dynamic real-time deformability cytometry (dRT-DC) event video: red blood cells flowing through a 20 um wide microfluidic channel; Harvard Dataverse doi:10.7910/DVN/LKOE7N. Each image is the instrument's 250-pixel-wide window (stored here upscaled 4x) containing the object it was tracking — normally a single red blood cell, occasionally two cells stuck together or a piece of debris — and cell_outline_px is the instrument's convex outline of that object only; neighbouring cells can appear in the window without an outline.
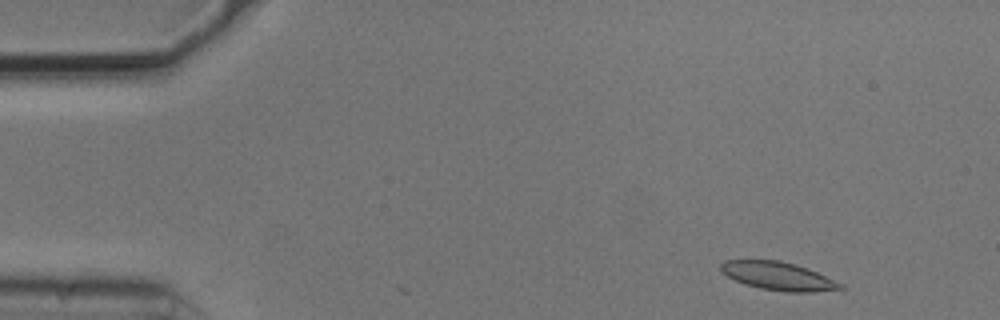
{"species": "common noctule bat (a hibernating species)", "species_latin": "Nyctalus noctula", "temperature_condition": "cold", "stored_images_in_passage": 41, "camera_frame_rate_fps": 3000, "um_per_image_px": 0.085, "animal": {"sex": "male", "body_mass_g": 20.5, "forearm_length_mm": 52.5}, "frame": {"image": 1, "passage_image": 3, "time_ms": 0.667, "image_size_px": [1000, 320], "cell_outline_px": [[844, 288], [812, 292], [788, 292], [760, 288], [744, 284], [720, 272], [720, 264], [724, 260], [780, 260], [796, 264], [816, 272], [844, 284]], "centroid_in_image_um": [66.12, 23.46], "position_along_channel_um": 18.9, "area_um2": 19.59}}
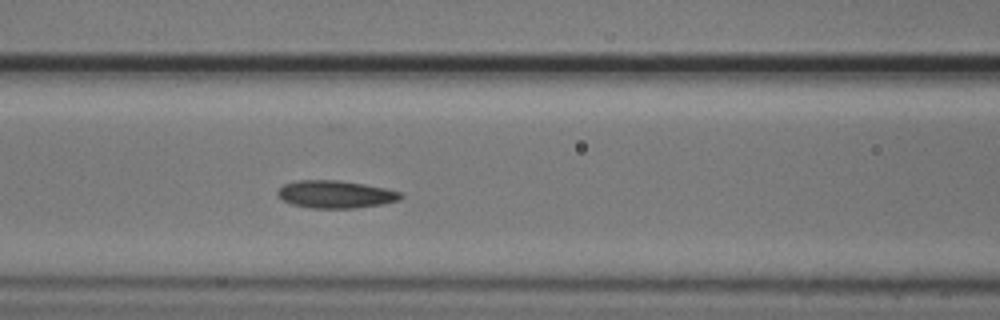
{"frame": {"image": 2, "passage_image": 20, "time_ms": 6.333, "image_size_px": [1000, 320], "cell_outline_px": [[404, 196], [400, 200], [380, 204], [356, 208], [312, 208], [292, 204], [276, 196], [276, 192], [284, 184], [296, 180], [340, 180], [364, 184], [404, 192]], "centroid_in_image_um": [28.53, 16.51], "position_along_channel_um": 138.1, "area_um2": 19.88}}
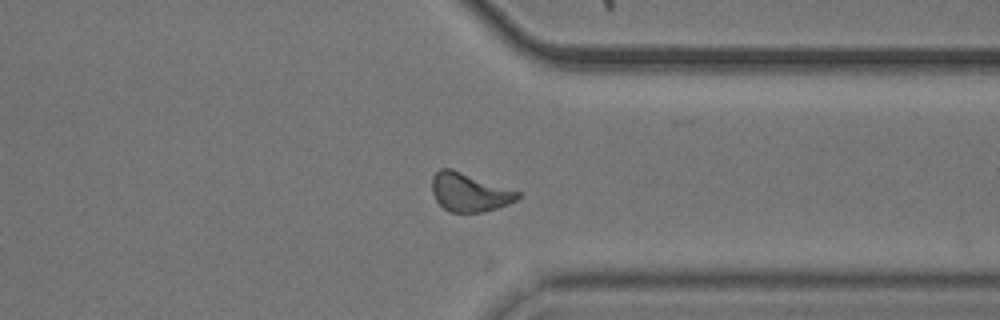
{"frame": {"image": 3, "passage_image": 39, "time_ms": 12.667, "image_size_px": [1000, 320], "cell_outline_px": [[520, 196], [516, 200], [508, 204], [484, 212], [448, 212], [436, 200], [432, 192], [432, 176], [440, 168], [452, 168], [520, 192]], "centroid_in_image_um": [39.87, 16.34], "position_along_channel_um": 371.5, "area_um2": 19.19}}